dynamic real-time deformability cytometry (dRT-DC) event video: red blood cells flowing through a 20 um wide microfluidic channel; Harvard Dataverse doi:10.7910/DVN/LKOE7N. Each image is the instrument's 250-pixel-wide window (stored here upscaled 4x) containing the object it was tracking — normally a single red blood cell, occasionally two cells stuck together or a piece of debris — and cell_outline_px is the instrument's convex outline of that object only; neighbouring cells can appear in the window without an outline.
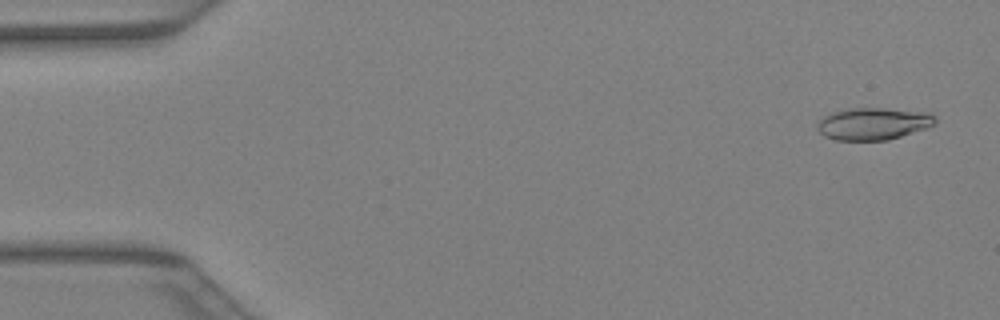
{"species": "Egyptian fruit bat (a non-hibernating species)", "species_latin": "Rousettus aegyptiacus", "temperature_condition": "warm", "stored_images_in_passage": 10, "camera_frame_rate_fps": 3000, "um_per_image_px": 0.085, "animal": {"sex": "female"}, "frame": {"image": 1, "passage_image": 2, "time_ms": 0.333, "image_size_px": [1000, 320], "cell_outline_px": [[936, 120], [928, 128], [888, 140], [836, 140], [824, 136], [816, 128], [816, 124], [824, 116], [832, 112], [848, 108], [884, 108], [916, 112], [936, 116]], "centroid_in_image_um": [74.16, 10.53], "position_along_channel_um": 10.8, "area_um2": 21.85}}